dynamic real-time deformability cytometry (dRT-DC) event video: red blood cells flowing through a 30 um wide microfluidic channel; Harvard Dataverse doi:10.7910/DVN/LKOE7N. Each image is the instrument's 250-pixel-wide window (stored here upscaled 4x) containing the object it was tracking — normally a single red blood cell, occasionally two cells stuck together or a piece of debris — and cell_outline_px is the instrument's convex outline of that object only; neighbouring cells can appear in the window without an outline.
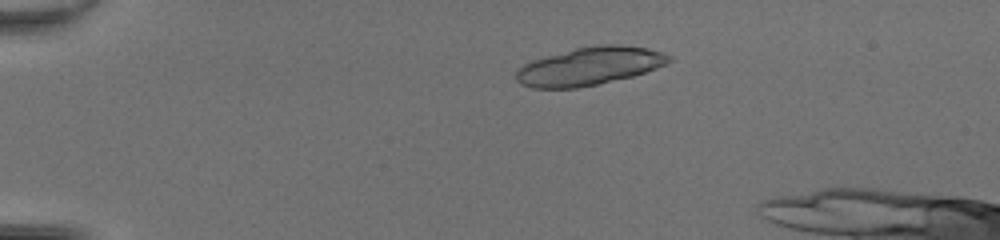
{"species": "common noctule bat (a hibernating species)", "species_latin": "Nyctalus noctula", "temperature_condition": "room temperature", "stored_images_in_passage": 25, "camera_frame_rate_fps": 3000, "um_per_image_px": 0.085, "animal": {"sex": "female", "body_mass_g": 20.0, "forearm_length_mm": 54.0}, "frame": {"image": 1, "passage_image": 11, "time_ms": 3.333, "image_size_px": [1000, 240], "cell_outline_px": [[672, 60], [656, 68], [632, 76], [596, 84], [576, 88], [532, 88], [520, 84], [516, 80], [516, 72], [524, 64], [532, 60], [576, 48], [600, 44], [620, 44], [648, 48], [664, 52], [672, 56]], "centroid_in_image_um": [50.12, 5.62], "position_along_channel_um": 34.9, "area_um2": 33.7}}